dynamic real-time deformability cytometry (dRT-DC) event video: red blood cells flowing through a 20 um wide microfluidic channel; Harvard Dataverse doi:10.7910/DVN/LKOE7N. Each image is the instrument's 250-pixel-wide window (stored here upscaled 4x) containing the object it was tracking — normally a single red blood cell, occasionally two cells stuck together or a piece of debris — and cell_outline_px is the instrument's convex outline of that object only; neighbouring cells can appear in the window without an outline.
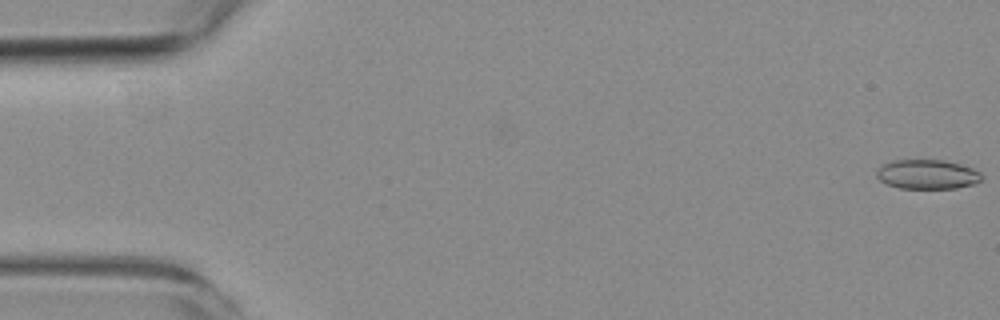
{"species": "common noctule bat (a hibernating species)", "species_latin": "Nyctalus noctula", "temperature_condition": "room temperature", "stored_images_in_passage": 4, "segment_of_instrument_passage": [2, 2], "camera_frame_rate_fps": 3000, "um_per_image_px": 0.085, "animal": {"sex": "female", "body_mass_g": 19.3, "forearm_length_mm": 54.1}, "frame": {"image": 1, "passage_image": 4, "time_ms": 3.667, "image_size_px": [1000, 320], "cell_outline_px": [[984, 176], [980, 180], [972, 184], [956, 188], [900, 188], [888, 184], [880, 180], [876, 176], [876, 172], [880, 164], [892, 160], [944, 160], [960, 164], [972, 168], [980, 172]], "centroid_in_image_um": [78.79, 14.8], "position_along_channel_um": 6.2, "area_um2": 18.03}}